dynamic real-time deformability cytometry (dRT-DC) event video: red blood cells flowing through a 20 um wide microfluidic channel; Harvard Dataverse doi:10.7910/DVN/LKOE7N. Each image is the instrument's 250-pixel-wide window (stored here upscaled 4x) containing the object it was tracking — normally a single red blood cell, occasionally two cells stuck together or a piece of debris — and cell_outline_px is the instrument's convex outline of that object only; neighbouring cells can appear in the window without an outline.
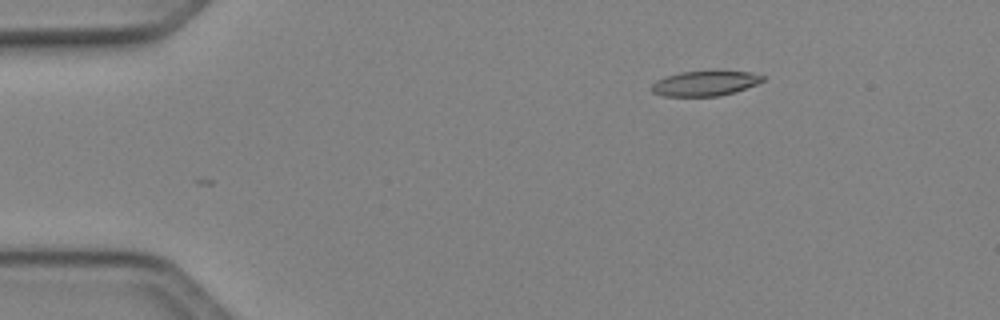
{"species": "Egyptian fruit bat (a non-hibernating species)", "species_latin": "Rousettus aegyptiacus", "temperature_condition": "cold", "stored_images_in_passage": 2, "camera_frame_rate_fps": 3000, "um_per_image_px": 0.085, "animal": {"sex": "female"}, "frame": {"image": 1, "passage_image": 1, "time_ms": 0.0, "image_size_px": [1000, 320], "cell_outline_px": [[764, 80], [756, 84], [736, 92], [720, 96], [664, 96], [652, 92], [652, 84], [656, 80], [664, 76], [680, 72], [712, 68], [752, 72], [764, 76]], "centroid_in_image_um": [59.96, 7.03], "position_along_channel_um": 25.0, "area_um2": 17.05}}